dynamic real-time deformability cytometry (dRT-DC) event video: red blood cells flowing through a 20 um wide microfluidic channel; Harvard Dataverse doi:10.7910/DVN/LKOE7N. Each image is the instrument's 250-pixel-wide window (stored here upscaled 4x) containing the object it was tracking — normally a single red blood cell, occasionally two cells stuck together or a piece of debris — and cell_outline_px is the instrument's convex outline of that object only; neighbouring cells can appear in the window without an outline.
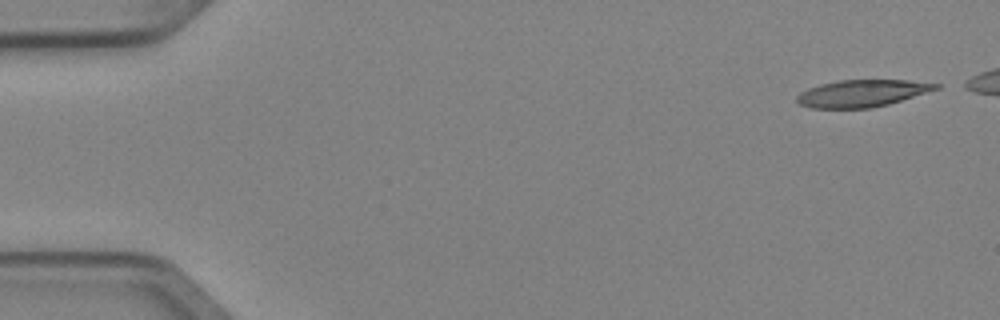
{"species": "Egyptian fruit bat (a non-hibernating species)", "species_latin": "Rousettus aegyptiacus", "temperature_condition": "cold", "stored_images_in_passage": 5, "camera_frame_rate_fps": 3000, "um_per_image_px": 0.085, "animal": {"sex": "female"}, "frame": {"image": 1, "passage_image": 1, "time_ms": 0.0, "image_size_px": [1000, 320], "cell_outline_px": [[940, 88], [888, 104], [872, 108], [812, 108], [800, 104], [796, 100], [796, 96], [800, 92], [808, 88], [820, 84], [840, 80], [908, 80], [940, 84]], "centroid_in_image_um": [73.25, 7.93], "position_along_channel_um": 11.8, "area_um2": 21.79}}